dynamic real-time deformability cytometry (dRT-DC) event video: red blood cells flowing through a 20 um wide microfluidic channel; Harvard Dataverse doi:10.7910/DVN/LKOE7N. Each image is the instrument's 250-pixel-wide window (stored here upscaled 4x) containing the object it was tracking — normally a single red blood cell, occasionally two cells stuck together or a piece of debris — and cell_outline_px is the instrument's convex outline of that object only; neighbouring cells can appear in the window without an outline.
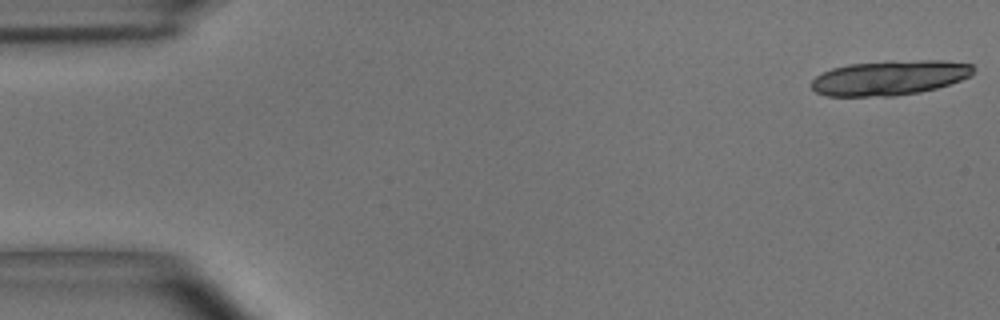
{"species": "common noctule bat (a hibernating species)", "species_latin": "Nyctalus noctula", "temperature_condition": "room temperature", "stored_images_in_passage": 18, "camera_frame_rate_fps": 3000, "um_per_image_px": 0.085, "animal": {"sex": "male", "body_mass_g": 15.6}, "frame": {"image": 1, "passage_image": 1, "time_ms": 0.0, "image_size_px": [1000, 320], "cell_outline_px": [[976, 68], [972, 76], [936, 88], [920, 92], [892, 96], [828, 96], [816, 92], [812, 88], [812, 80], [816, 76], [832, 68], [848, 64], [888, 60], [944, 60], [972, 64]], "centroid_in_image_um": [75.65, 6.59], "position_along_channel_um": 9.3, "area_um2": 33.12}}